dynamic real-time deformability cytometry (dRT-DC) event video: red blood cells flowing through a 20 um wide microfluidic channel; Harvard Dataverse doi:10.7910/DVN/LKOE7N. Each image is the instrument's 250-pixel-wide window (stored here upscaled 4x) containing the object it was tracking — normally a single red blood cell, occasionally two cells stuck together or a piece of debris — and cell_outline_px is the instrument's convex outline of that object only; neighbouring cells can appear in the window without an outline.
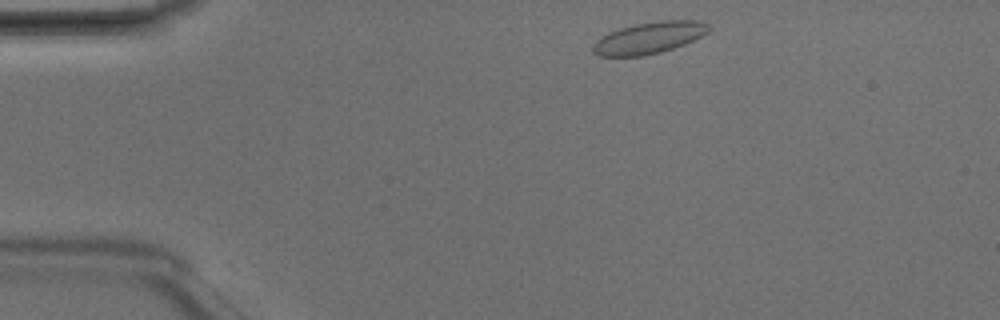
{"species": "Egyptian fruit bat (a non-hibernating species)", "species_latin": "Rousettus aegyptiacus", "temperature_condition": "room temperature", "stored_images_in_passage": 3, "camera_frame_rate_fps": 3000, "um_per_image_px": 0.085, "animal": {"sex": "male"}, "frame": {"image": 1, "passage_image": 1, "time_ms": 0.0, "image_size_px": [1000, 320], "cell_outline_px": [[712, 28], [708, 32], [684, 44], [660, 52], [644, 56], [600, 56], [592, 52], [592, 44], [596, 40], [608, 32], [620, 28], [636, 24], [660, 20], [696, 20], [708, 24]], "centroid_in_image_um": [55.15, 3.21], "position_along_channel_um": 29.9, "area_um2": 21.33}}
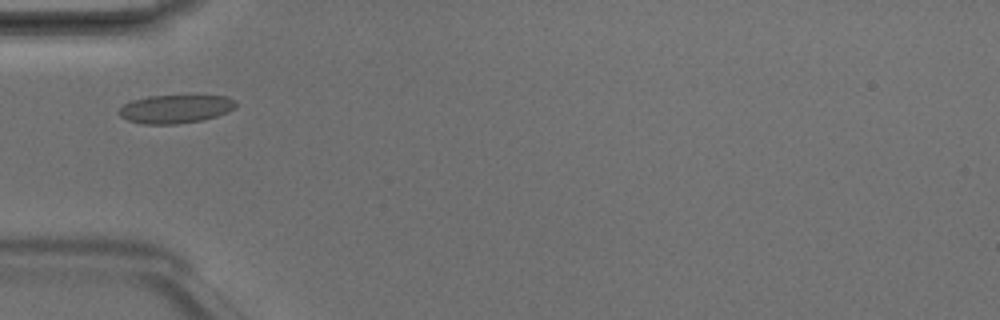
{"frame": {"image": 2, "passage_image": 3, "time_ms": 0.667, "image_size_px": [1000, 320], "cell_outline_px": [[236, 108], [216, 116], [204, 120], [176, 124], [140, 124], [128, 120], [120, 116], [116, 112], [124, 104], [132, 100], [148, 96], [224, 96], [236, 100]], "centroid_in_image_um": [14.89, 9.27], "position_along_channel_um": 70.1, "area_um2": 19.36}}